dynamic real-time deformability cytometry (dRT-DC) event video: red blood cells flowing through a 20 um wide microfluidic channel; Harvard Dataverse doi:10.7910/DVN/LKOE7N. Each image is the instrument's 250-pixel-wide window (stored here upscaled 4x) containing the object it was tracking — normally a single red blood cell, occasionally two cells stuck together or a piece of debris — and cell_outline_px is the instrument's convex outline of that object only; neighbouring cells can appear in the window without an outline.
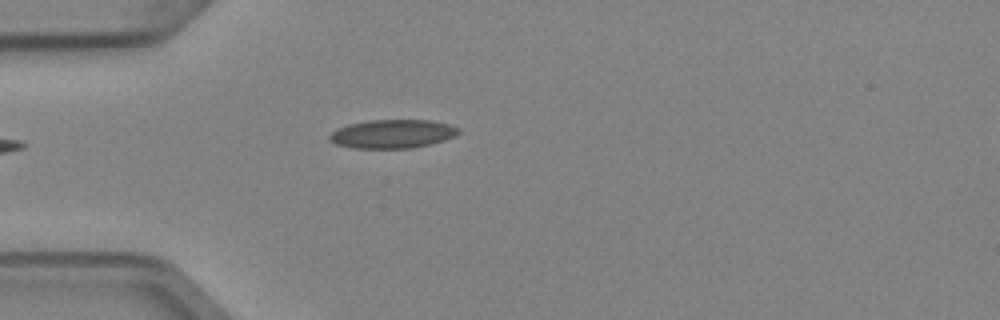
{"species": "Egyptian fruit bat (a non-hibernating species)", "species_latin": "Rousettus aegyptiacus", "temperature_condition": "cold", "stored_images_in_passage": 1, "camera_frame_rate_fps": 3000, "um_per_image_px": 0.085, "animal": {"sex": "female"}, "frame": {"image": 1, "passage_image": 1, "time_ms": 0.0, "image_size_px": [1000, 320], "cell_outline_px": [[460, 132], [444, 140], [432, 144], [412, 148], [352, 148], [336, 144], [328, 140], [328, 136], [336, 128], [348, 124], [368, 120], [432, 120], [448, 124], [460, 128]], "centroid_in_image_um": [33.33, 11.38], "position_along_channel_um": 51.7, "area_um2": 21.68}}